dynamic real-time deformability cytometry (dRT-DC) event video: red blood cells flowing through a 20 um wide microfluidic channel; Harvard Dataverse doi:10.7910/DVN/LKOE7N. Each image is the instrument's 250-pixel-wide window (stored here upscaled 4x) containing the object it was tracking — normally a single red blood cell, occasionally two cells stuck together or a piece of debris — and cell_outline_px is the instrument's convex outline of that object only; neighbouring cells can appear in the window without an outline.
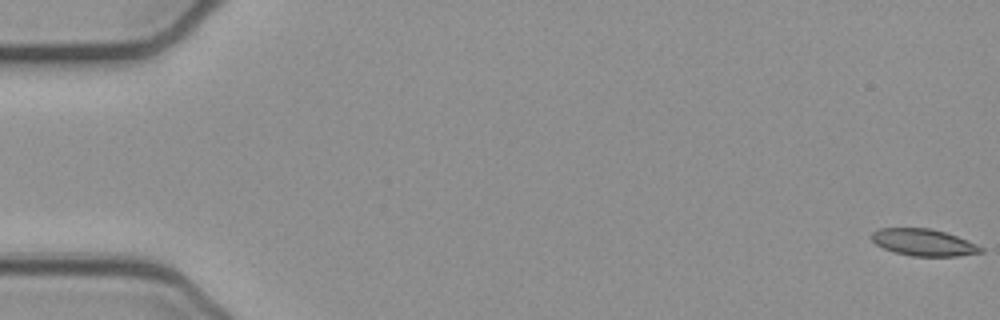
{"species": "common noctule bat (a hibernating species)", "species_latin": "Nyctalus noctula", "temperature_condition": "cold", "stored_images_in_passage": 54, "camera_frame_rate_fps": 3000, "um_per_image_px": 0.085, "animal": {"sex": "female", "body_mass_g": 21.9}, "frame": {"image": 1, "passage_image": 1, "time_ms": 0.0, "image_size_px": [1000, 320], "cell_outline_px": [[984, 252], [956, 256], [912, 256], [892, 252], [876, 244], [872, 240], [872, 232], [880, 228], [928, 228], [944, 232], [968, 240], [984, 248]], "centroid_in_image_um": [78.51, 20.61], "position_along_channel_um": 6.5, "area_um2": 17.05}}
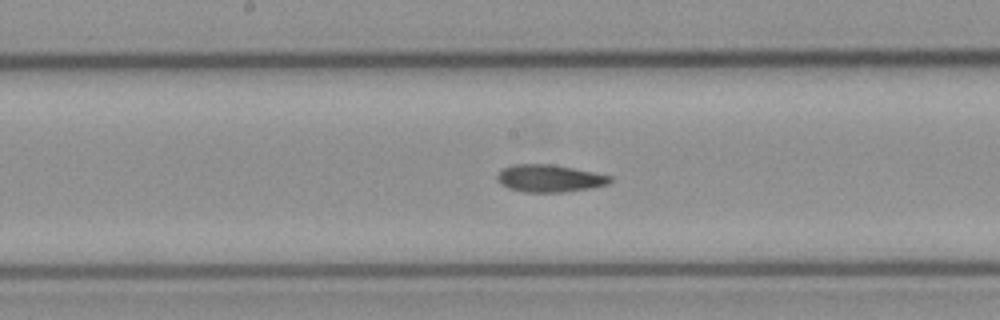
{"frame": {"image": 2, "passage_image": 28, "time_ms": 9.0, "image_size_px": [1000, 320], "cell_outline_px": [[612, 180], [608, 184], [592, 188], [564, 192], [524, 192], [508, 188], [500, 184], [496, 180], [496, 176], [504, 168], [512, 164], [548, 164], [572, 168], [612, 176]], "centroid_in_image_um": [46.69, 15.17], "position_along_channel_um": 201.5, "area_um2": 17.98}}
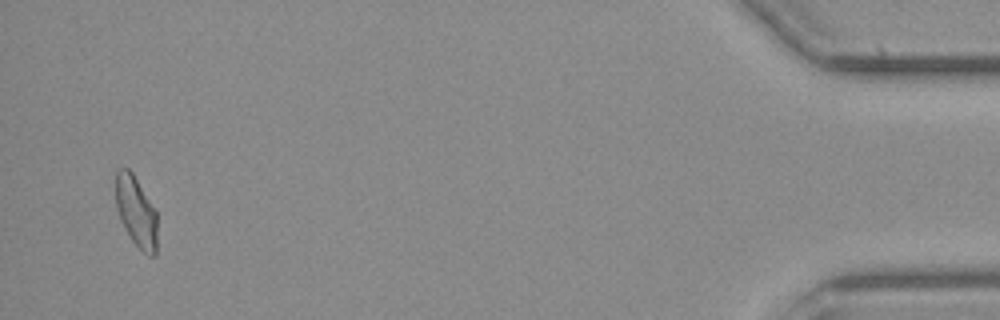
{"frame": {"image": 3, "passage_image": 52, "time_ms": 17.0, "image_size_px": [1000, 320], "cell_outline_px": [[156, 256], [148, 256], [132, 240], [120, 220], [116, 208], [116, 168], [128, 168], [132, 172], [156, 208]], "centroid_in_image_um": [11.57, 17.96], "position_along_channel_um": 423.6, "area_um2": 17.17}, "authors_computed_cell_mechanics": {"area_um2": 17.8891, "velocity_mm_per_s": 3.8841, "shape_relaxation_time_tau1_ms": null, "shape_relaxation_time_tau2_ms": 6.5174, "deformation_change_tau1": null, "deformation_change_tau2": 0.102}}